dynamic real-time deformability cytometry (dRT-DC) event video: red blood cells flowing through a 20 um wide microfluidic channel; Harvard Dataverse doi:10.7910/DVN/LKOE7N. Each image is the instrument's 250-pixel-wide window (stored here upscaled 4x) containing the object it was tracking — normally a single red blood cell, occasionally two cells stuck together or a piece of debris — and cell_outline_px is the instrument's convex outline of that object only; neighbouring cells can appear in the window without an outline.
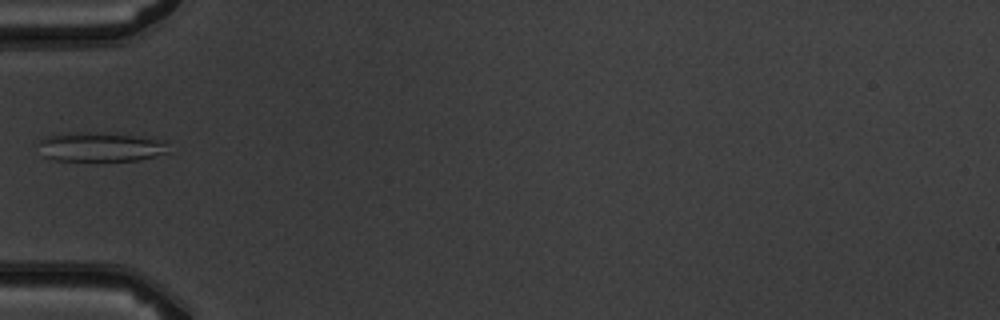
{"species": "common noctule bat (a hibernating species)", "species_latin": "Nyctalus noctula", "temperature_condition": "warm", "stored_images_in_passage": 3, "camera_frame_rate_fps": 3000, "um_per_image_px": 0.085, "animal": {"sex": "male", "body_mass_g": 19.5, "forearm_length_mm": 54.6}, "frame": {"image": 1, "passage_image": 3, "time_ms": 2.333, "image_size_px": [1000, 320], "cell_outline_px": [[168, 152], [140, 160], [56, 160], [44, 156], [36, 140], [44, 136], [64, 132], [96, 132], [132, 136], [164, 140]], "centroid_in_image_um": [8.45, 12.47], "position_along_channel_um": 76.6, "area_um2": 22.08}}